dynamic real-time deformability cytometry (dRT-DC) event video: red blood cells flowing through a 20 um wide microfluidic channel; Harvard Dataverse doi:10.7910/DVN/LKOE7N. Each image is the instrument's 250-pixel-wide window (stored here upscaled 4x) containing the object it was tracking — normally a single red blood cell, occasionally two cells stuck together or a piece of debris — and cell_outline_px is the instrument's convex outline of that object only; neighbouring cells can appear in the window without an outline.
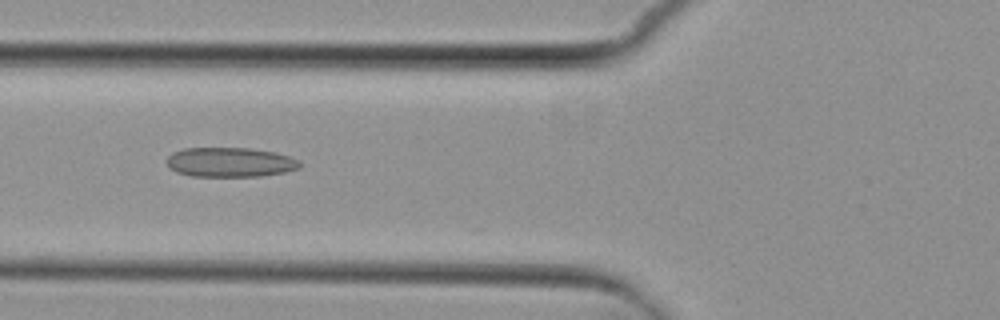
{"species": "common noctule bat (a hibernating species)", "species_latin": "Nyctalus noctula", "temperature_condition": "cold", "stored_images_in_passage": 8, "camera_frame_rate_fps": 3000, "um_per_image_px": 0.085, "animal": {"sex": "female", "body_mass_g": 29.2, "forearm_length_mm": 56.3}, "frame": {"image": 1, "passage_image": 5, "time_ms": 4.667, "image_size_px": [1000, 320], "cell_outline_px": [[300, 168], [284, 172], [260, 176], [192, 176], [176, 172], [168, 168], [168, 156], [172, 152], [184, 148], [248, 148], [276, 152], [288, 156], [296, 160], [300, 164]], "centroid_in_image_um": [19.52, 13.79], "position_along_channel_um": 106.3, "area_um2": 22.83}}
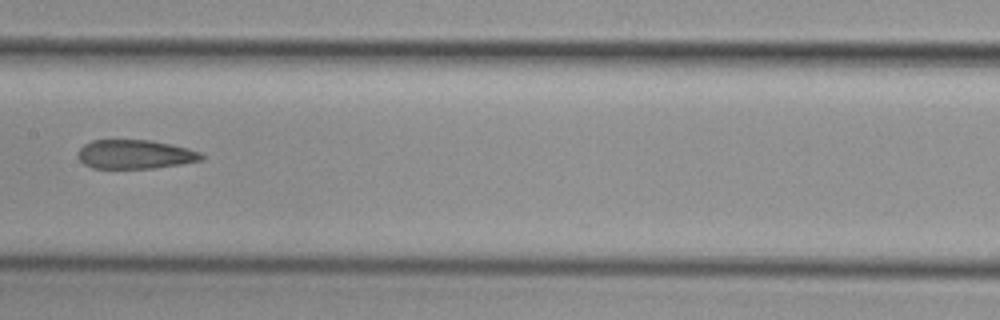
{"frame": {"image": 2, "passage_image": 7, "time_ms": 7.0, "image_size_px": [1000, 320], "cell_outline_px": [[204, 156], [200, 160], [180, 164], [152, 168], [92, 168], [84, 164], [76, 156], [76, 152], [84, 144], [92, 140], [152, 140], [172, 144], [188, 148], [200, 152]], "centroid_in_image_um": [11.44, 13.11], "position_along_channel_um": 196.0, "area_um2": 20.92}}
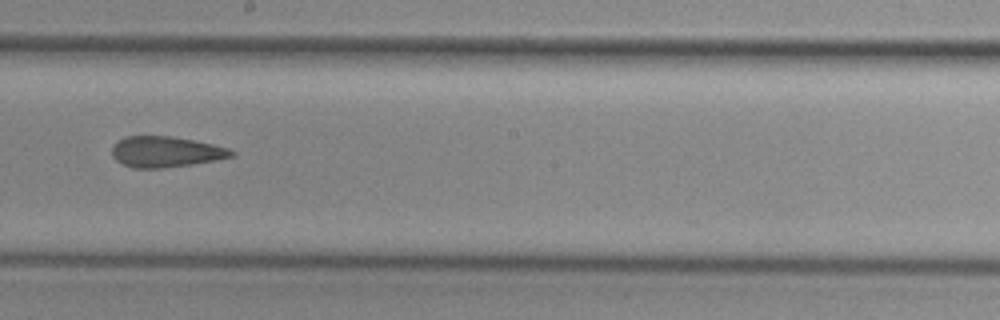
{"frame": {"image": 3, "passage_image": 8, "time_ms": 8.0, "image_size_px": [1000, 320], "cell_outline_px": [[236, 152], [232, 156], [192, 164], [164, 168], [132, 168], [116, 160], [112, 156], [112, 148], [124, 136], [172, 136], [212, 144], [228, 148]], "centroid_in_image_um": [14.06, 12.9], "position_along_channel_um": 234.1, "area_um2": 21.15}}